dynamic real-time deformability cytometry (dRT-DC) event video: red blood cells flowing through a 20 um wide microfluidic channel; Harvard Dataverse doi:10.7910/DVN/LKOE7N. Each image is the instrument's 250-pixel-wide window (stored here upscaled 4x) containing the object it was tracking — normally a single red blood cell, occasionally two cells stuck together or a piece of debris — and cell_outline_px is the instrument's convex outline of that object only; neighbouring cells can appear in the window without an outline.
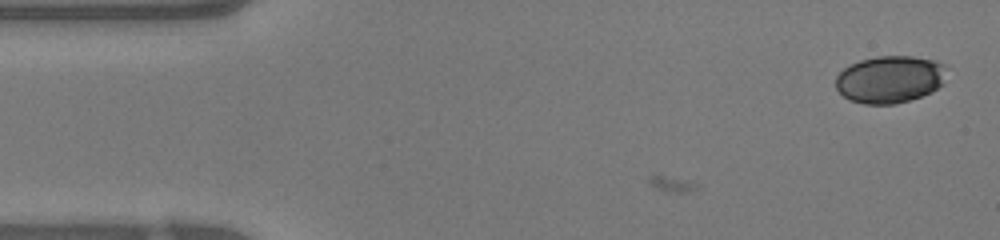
{"species": "human", "species_latin": "Homo sapiens", "temperature_condition": "warm", "stored_images_in_passage": 4, "camera_frame_rate_fps": 3000, "um_per_image_px": 0.085, "donor": {"sex": "female"}, "frame": {"image": 1, "passage_image": 4, "time_ms": 1.0, "image_size_px": [1000, 240], "cell_outline_px": [[944, 84], [932, 92], [908, 100], [892, 104], [864, 104], [848, 100], [836, 88], [836, 76], [844, 68], [860, 60], [876, 56], [912, 56], [932, 60], [944, 64]], "centroid_in_image_um": [75.62, 6.74], "position_along_channel_um": 9.4, "area_um2": 30.46}}